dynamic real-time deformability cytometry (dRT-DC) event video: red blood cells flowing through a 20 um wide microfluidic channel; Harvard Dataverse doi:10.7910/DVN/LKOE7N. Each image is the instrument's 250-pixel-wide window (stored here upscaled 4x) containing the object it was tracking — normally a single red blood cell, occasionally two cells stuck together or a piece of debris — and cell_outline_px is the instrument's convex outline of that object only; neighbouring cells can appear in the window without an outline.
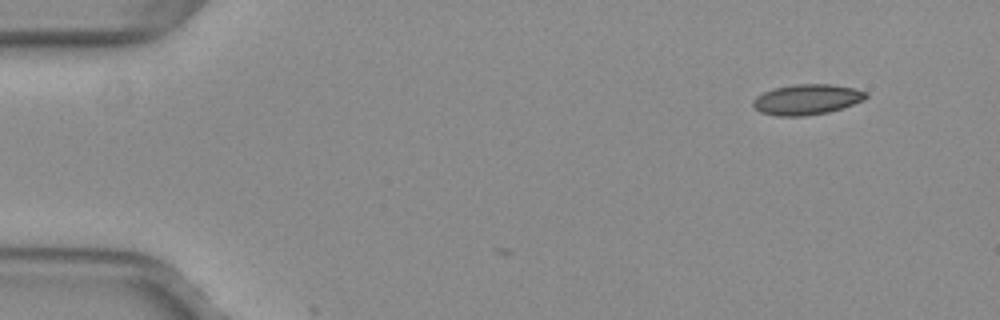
{"species": "common noctule bat (a hibernating species)", "species_latin": "Nyctalus noctula", "temperature_condition": "warm", "stored_images_in_passage": 2, "camera_frame_rate_fps": 3000, "um_per_image_px": 0.085, "animal": {"sex": "female", "body_mass_g": 29.2, "forearm_length_mm": 56.3}, "frame": {"image": 1, "passage_image": 1, "time_ms": 0.0, "image_size_px": [1000, 320], "cell_outline_px": [[868, 96], [864, 100], [828, 112], [804, 116], [776, 116], [760, 112], [752, 104], [752, 100], [756, 96], [764, 92], [776, 88], [796, 84], [832, 84], [856, 88], [868, 92]], "centroid_in_image_um": [68.6, 8.45], "position_along_channel_um": 16.4, "area_um2": 20.0}}